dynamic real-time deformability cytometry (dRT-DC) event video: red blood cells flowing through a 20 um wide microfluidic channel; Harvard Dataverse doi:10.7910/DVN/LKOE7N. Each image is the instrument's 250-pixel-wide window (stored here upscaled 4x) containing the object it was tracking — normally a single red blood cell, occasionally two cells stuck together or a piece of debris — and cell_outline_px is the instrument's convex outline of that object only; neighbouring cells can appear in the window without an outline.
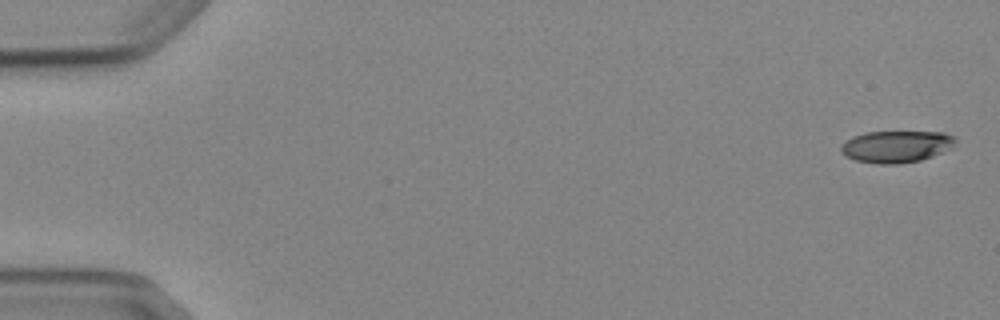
{"species": "Egyptian fruit bat (a non-hibernating species)", "species_latin": "Rousettus aegyptiacus", "temperature_condition": "cold", "stored_images_in_passage": 6, "camera_frame_rate_fps": 3000, "um_per_image_px": 0.085, "animal": {"sex": "female"}, "frame": {"image": 1, "passage_image": 1, "time_ms": 0.0, "image_size_px": [1000, 320], "cell_outline_px": [[956, 140], [952, 144], [940, 152], [932, 156], [920, 160], [896, 164], [880, 164], [856, 160], [840, 152], [840, 148], [844, 140], [852, 136], [868, 132], [944, 132], [956, 136]], "centroid_in_image_um": [76.13, 12.44], "position_along_channel_um": 8.9, "area_um2": 20.98}}
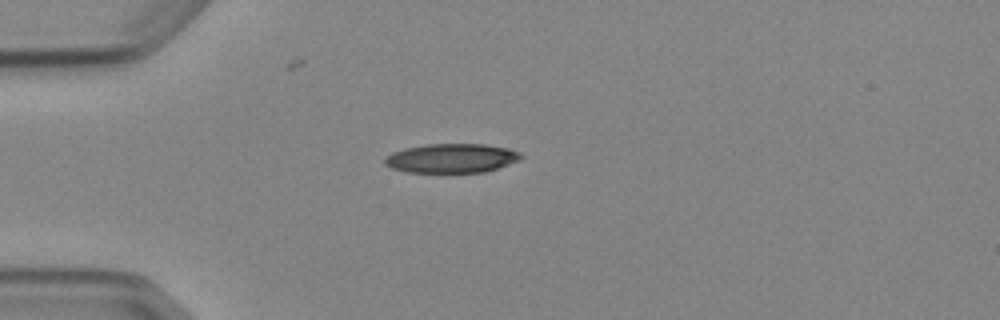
{"frame": {"image": 2, "passage_image": 4, "time_ms": 4.333, "image_size_px": [1000, 320], "cell_outline_px": [[524, 156], [520, 160], [484, 172], [408, 172], [392, 168], [384, 164], [384, 160], [392, 152], [404, 148], [428, 144], [484, 144], [508, 148], [520, 152]], "centroid_in_image_um": [38.4, 13.44], "position_along_channel_um": 46.6, "area_um2": 23.06}}
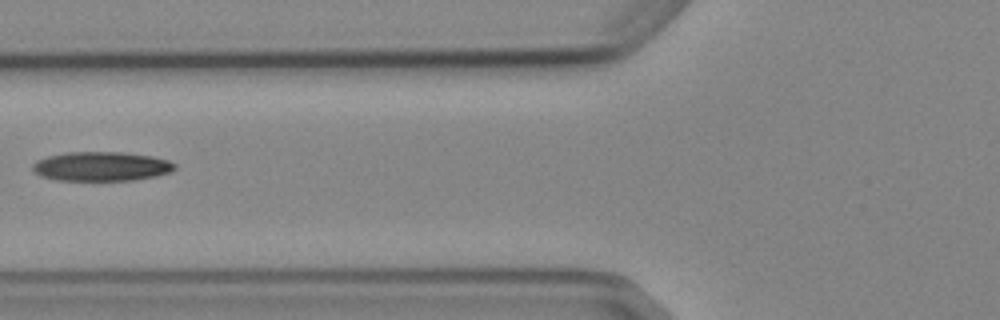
{"frame": {"image": 3, "passage_image": 6, "time_ms": 6.667, "image_size_px": [1000, 320], "cell_outline_px": [[176, 168], [172, 172], [156, 176], [132, 180], [56, 180], [40, 176], [32, 168], [32, 164], [36, 160], [48, 156], [68, 152], [124, 152], [152, 156], [168, 160], [176, 164]], "centroid_in_image_um": [8.63, 14.14], "position_along_channel_um": 117.2, "area_um2": 24.33}}